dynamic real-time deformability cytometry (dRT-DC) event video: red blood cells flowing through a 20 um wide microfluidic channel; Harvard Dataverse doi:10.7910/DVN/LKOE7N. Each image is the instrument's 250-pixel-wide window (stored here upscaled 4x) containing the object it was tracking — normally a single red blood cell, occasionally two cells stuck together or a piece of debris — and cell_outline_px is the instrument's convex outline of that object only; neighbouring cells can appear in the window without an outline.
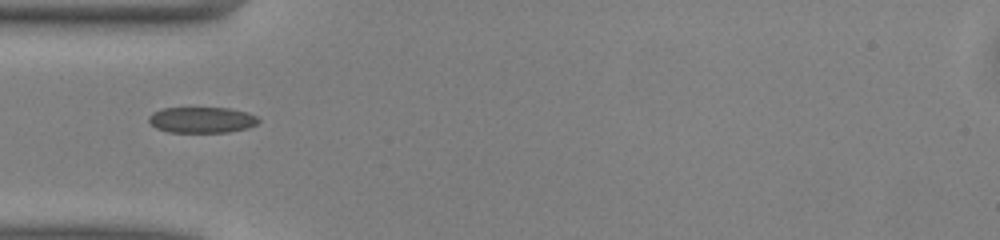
{"species": "common noctule bat (a hibernating species)", "species_latin": "Nyctalus noctula", "temperature_condition": "warm", "stored_images_in_passage": 16, "camera_frame_rate_fps": 3000, "um_per_image_px": 0.085, "animal": {"sex": "male", "body_mass_g": 13.0, "forearm_length_mm": 53.1}, "frame": {"image": 1, "passage_image": 1, "time_ms": 0.0, "image_size_px": [1000, 240], "cell_outline_px": [[260, 120], [256, 124], [248, 128], [228, 132], [168, 132], [156, 128], [148, 120], [148, 116], [152, 112], [160, 108], [228, 108], [248, 112], [256, 116]], "centroid_in_image_um": [17.14, 10.19], "position_along_channel_um": 67.9, "area_um2": 16.65}}
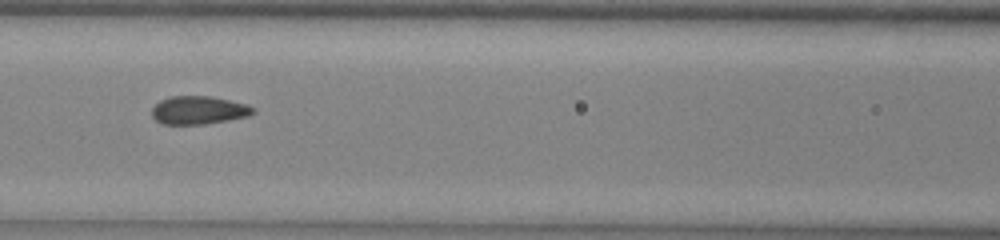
{"frame": {"image": 2, "passage_image": 7, "time_ms": 2.0, "image_size_px": [1000, 240], "cell_outline_px": [[256, 112], [248, 116], [228, 120], [204, 124], [164, 124], [156, 120], [152, 116], [152, 108], [160, 100], [172, 96], [208, 96], [248, 104]], "centroid_in_image_um": [16.88, 9.36], "position_along_channel_um": 149.7, "area_um2": 16.47}}
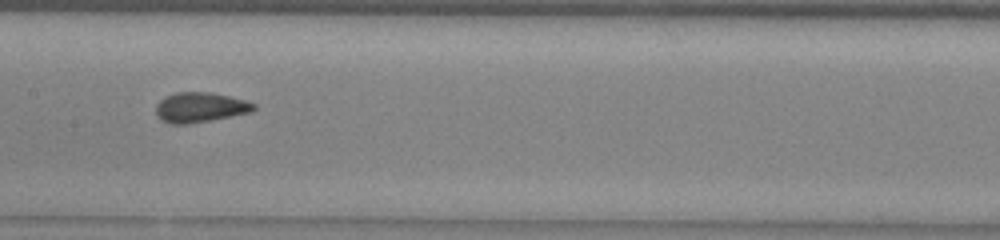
{"frame": {"image": 3, "passage_image": 10, "time_ms": 3.0, "image_size_px": [1000, 240], "cell_outline_px": [[256, 108], [252, 112], [188, 124], [172, 124], [160, 120], [156, 112], [156, 104], [164, 96], [176, 92], [208, 92], [228, 96], [244, 100], [256, 104]], "centroid_in_image_um": [16.98, 9.12], "position_along_channel_um": 190.4, "area_um2": 17.05}}